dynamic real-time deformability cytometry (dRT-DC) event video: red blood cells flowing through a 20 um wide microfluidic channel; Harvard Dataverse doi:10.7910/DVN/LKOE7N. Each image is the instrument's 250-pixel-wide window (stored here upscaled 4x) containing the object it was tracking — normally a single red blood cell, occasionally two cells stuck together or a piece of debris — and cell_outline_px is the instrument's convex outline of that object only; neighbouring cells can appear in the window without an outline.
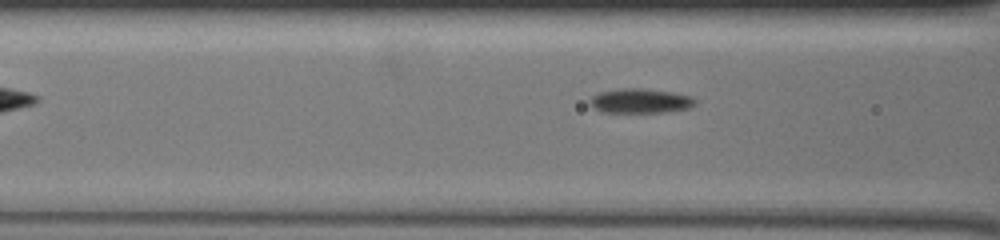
{"species": "common noctule bat (a hibernating species)", "species_latin": "Nyctalus noctula", "temperature_condition": "warm", "stored_images_in_passage": 9, "camera_frame_rate_fps": 3000, "um_per_image_px": 0.085, "animal": {"sex": "female", "body_mass_g": 19.5, "forearm_length_mm": 54.1}, "frame": {"image": 1, "passage_image": 3, "time_ms": 0.667, "image_size_px": [1000, 240], "cell_outline_px": [[696, 104], [688, 108], [664, 112], [600, 112], [588, 100], [592, 96], [600, 92], [620, 88], [640, 88], [672, 92], [692, 96], [696, 100]], "centroid_in_image_um": [54.44, 8.57], "position_along_channel_um": 112.2, "area_um2": 14.97}}
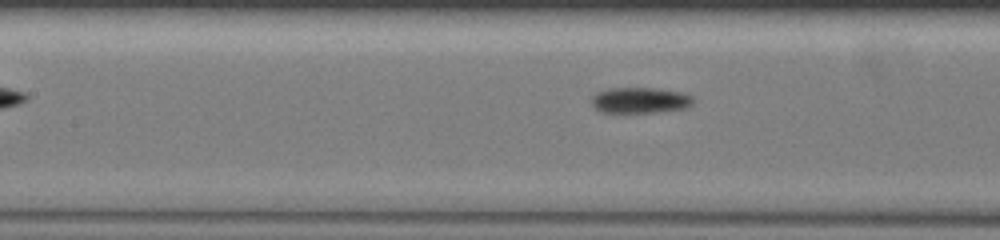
{"frame": {"image": 2, "passage_image": 7, "time_ms": 2.0, "image_size_px": [1000, 240], "cell_outline_px": [[692, 104], [684, 108], [656, 112], [600, 112], [592, 104], [592, 96], [596, 92], [608, 88], [652, 88], [684, 92], [692, 96]], "centroid_in_image_um": [54.38, 8.51], "position_along_channel_um": 153.0, "area_um2": 15.2}}